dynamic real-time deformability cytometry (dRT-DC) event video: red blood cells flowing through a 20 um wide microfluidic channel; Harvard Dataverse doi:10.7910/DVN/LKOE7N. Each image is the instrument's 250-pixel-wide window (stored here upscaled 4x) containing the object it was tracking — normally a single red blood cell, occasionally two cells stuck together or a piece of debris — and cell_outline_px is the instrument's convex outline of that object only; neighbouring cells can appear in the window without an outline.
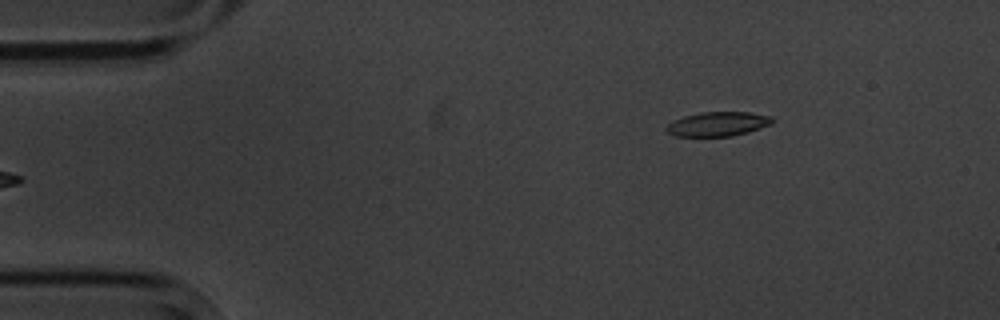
{"species": "common noctule bat (a hibernating species)", "species_latin": "Nyctalus noctula", "temperature_condition": "cold", "stored_images_in_passage": 2, "camera_frame_rate_fps": 3000, "um_per_image_px": 0.085, "animal": {"sex": "male", "body_mass_g": 20.1, "forearm_length_mm": 53.5}, "frame": {"image": 1, "passage_image": 2, "time_ms": 1.333, "image_size_px": [1000, 320], "cell_outline_px": [[776, 120], [772, 124], [748, 132], [732, 136], [676, 136], [668, 132], [664, 128], [672, 120], [684, 116], [700, 112], [748, 112], [772, 116]], "centroid_in_image_um": [61.04, 10.53], "position_along_channel_um": 24.0, "area_um2": 15.14}}